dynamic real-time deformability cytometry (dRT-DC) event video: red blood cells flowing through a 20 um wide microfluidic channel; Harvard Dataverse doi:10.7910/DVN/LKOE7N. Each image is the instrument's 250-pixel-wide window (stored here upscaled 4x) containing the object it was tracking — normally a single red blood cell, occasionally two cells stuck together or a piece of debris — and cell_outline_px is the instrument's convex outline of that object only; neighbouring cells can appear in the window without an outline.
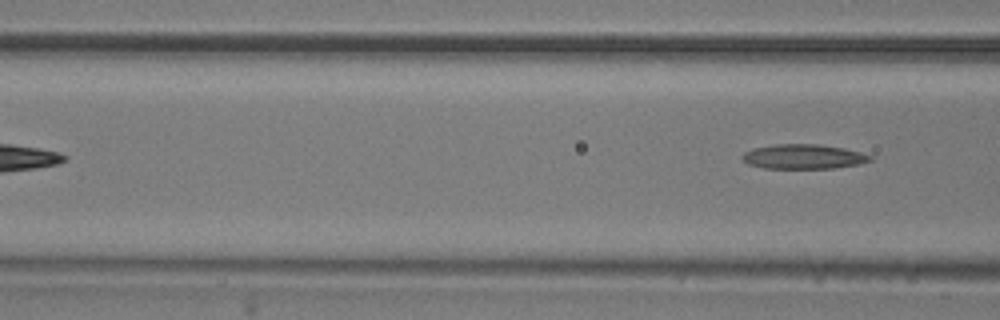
{"species": "common noctule bat (a hibernating species)", "species_latin": "Nyctalus noctula", "temperature_condition": "room temperature", "stored_images_in_passage": 7, "camera_frame_rate_fps": 3000, "um_per_image_px": 0.085, "animal": {"sex": "male", "body_mass_g": 20.5, "forearm_length_mm": 52.5}, "frame": {"image": 1, "passage_image": 7, "time_ms": 2.0, "image_size_px": [1000, 320], "cell_outline_px": [[872, 160], [860, 164], [832, 168], [764, 168], [748, 164], [740, 160], [740, 156], [744, 152], [752, 148], [776, 144], [820, 144], [844, 148], [860, 152], [872, 156]], "centroid_in_image_um": [68.25, 13.31], "position_along_channel_um": 98.3, "area_um2": 18.5}}